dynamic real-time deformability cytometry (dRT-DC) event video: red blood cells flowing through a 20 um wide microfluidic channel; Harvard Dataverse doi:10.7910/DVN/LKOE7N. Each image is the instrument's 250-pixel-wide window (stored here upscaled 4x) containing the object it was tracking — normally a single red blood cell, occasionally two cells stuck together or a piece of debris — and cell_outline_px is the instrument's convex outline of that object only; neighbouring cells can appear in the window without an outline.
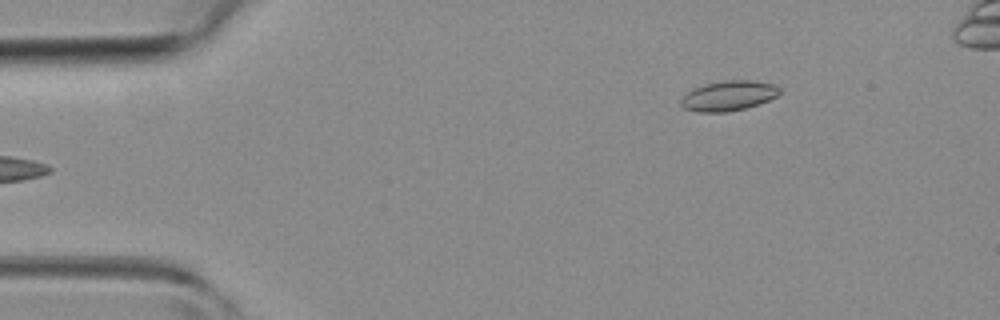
{"species": "common noctule bat (a hibernating species)", "species_latin": "Nyctalus noctula", "temperature_condition": "room temperature", "stored_images_in_passage": 4, "camera_frame_rate_fps": 3000, "um_per_image_px": 0.085, "animal": {"sex": "female", "body_mass_g": 19.3, "forearm_length_mm": 54.1}, "frame": {"image": 1, "passage_image": 4, "time_ms": 3.667, "image_size_px": [1000, 320], "cell_outline_px": [[780, 92], [776, 96], [768, 100], [744, 108], [728, 112], [700, 112], [684, 108], [680, 104], [680, 100], [692, 88], [704, 84], [724, 80], [752, 80], [776, 84], [780, 88]], "centroid_in_image_um": [61.92, 8.12], "position_along_channel_um": 23.1, "area_um2": 17.22}}